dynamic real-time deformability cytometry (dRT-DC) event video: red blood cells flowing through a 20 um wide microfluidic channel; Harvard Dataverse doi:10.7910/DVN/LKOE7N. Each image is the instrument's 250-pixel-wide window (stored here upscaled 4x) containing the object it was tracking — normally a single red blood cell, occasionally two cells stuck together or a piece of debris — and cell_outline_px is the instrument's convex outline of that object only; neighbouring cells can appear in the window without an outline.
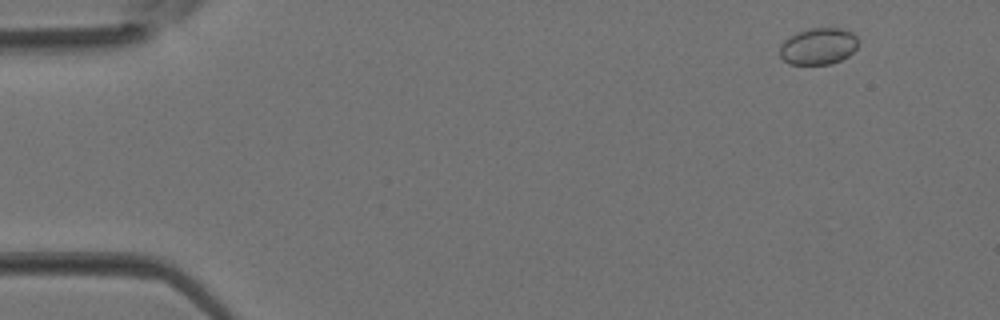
{"species": "Egyptian fruit bat (a non-hibernating species)", "species_latin": "Rousettus aegyptiacus", "temperature_condition": "room temperature", "stored_images_in_passage": 3, "camera_frame_rate_fps": 3000, "um_per_image_px": 0.085, "animal": {"sex": "female"}, "frame": {"image": 1, "passage_image": 3, "time_ms": 0.667, "image_size_px": [1000, 320], "cell_outline_px": [[860, 40], [856, 48], [848, 56], [832, 64], [788, 64], [780, 56], [780, 44], [784, 40], [796, 32], [808, 28], [840, 28], [852, 32]], "centroid_in_image_um": [69.56, 3.92], "position_along_channel_um": 15.4, "area_um2": 16.94}}